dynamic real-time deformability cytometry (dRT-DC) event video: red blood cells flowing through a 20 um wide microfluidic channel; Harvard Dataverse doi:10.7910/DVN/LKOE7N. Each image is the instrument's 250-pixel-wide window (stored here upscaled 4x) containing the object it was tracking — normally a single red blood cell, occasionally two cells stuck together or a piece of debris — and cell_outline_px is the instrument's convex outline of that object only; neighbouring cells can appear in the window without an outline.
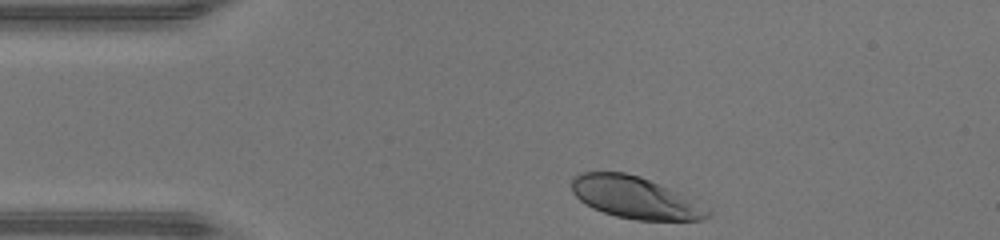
{"species": "human", "species_latin": "Homo sapiens", "temperature_condition": "warm", "stored_images_in_passage": 30, "camera_frame_rate_fps": 3000, "um_per_image_px": 0.085, "donor": {"sex": "male"}, "frame": {"image": 1, "passage_image": 1, "time_ms": 0.0, "image_size_px": [1000, 240], "cell_outline_px": [[712, 216], [704, 220], [636, 220], [616, 216], [592, 208], [580, 200], [572, 192], [572, 176], [580, 172], [624, 172], [640, 176], [668, 188], [676, 192], [712, 212]], "centroid_in_image_um": [53.92, 16.79], "position_along_channel_um": 31.1, "area_um2": 32.77}}
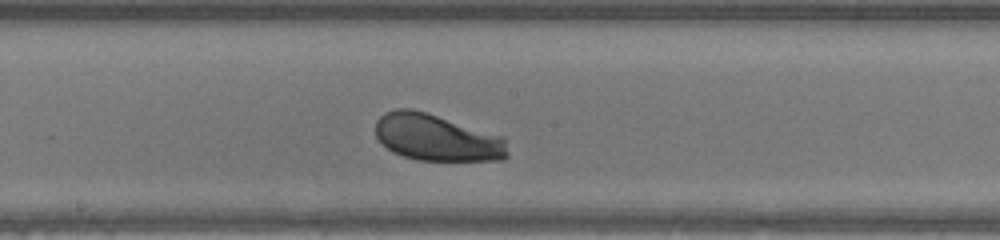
{"frame": {"image": 2, "passage_image": 17, "time_ms": 5.333, "image_size_px": [1000, 240], "cell_outline_px": [[508, 156], [504, 160], [416, 160], [392, 152], [376, 136], [376, 120], [384, 112], [396, 108], [412, 108], [504, 136], [508, 152]], "centroid_in_image_um": [37.13, 11.69], "position_along_channel_um": 211.1, "area_um2": 36.01}}
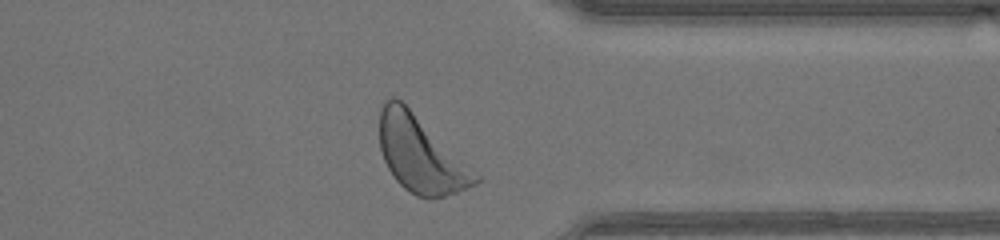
{"frame": {"image": 3, "passage_image": 29, "time_ms": 9.333, "image_size_px": [1000, 240], "cell_outline_px": [[484, 180], [476, 184], [456, 192], [432, 200], [428, 200], [416, 196], [404, 188], [396, 180], [388, 168], [384, 160], [380, 148], [380, 108], [384, 100], [388, 96], [396, 96], [472, 168]], "centroid_in_image_um": [35.74, 13.15], "position_along_channel_um": 375.7, "area_um2": 42.19}}